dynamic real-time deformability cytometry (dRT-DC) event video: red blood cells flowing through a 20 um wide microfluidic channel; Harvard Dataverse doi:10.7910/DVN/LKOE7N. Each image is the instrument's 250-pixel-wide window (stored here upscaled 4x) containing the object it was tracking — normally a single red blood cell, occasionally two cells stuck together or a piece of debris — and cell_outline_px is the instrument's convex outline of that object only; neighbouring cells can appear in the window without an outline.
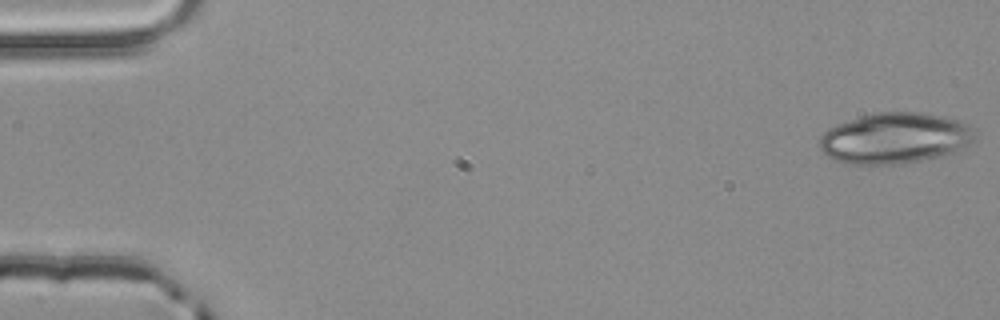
{"species": "common noctule bat (a hibernating species)", "species_latin": "Nyctalus noctula", "temperature_condition": "room temperature", "stored_images_in_passage": 5, "camera_frame_rate_fps": 3000, "um_per_image_px": 0.085, "animal": {"sex": "male", "body_mass_g": 20.4}, "frame": {"image": 1, "passage_image": 1, "time_ms": 0.0, "image_size_px": [1000, 320], "cell_outline_px": [[976, 140], [952, 152], [940, 156], [900, 164], [844, 164], [828, 156], [820, 148], [820, 136], [828, 128], [876, 112], [916, 112], [940, 116], [960, 120], [972, 128], [976, 132]], "centroid_in_image_um": [76.07, 11.75], "position_along_channel_um": 8.9, "area_um2": 45.6}}